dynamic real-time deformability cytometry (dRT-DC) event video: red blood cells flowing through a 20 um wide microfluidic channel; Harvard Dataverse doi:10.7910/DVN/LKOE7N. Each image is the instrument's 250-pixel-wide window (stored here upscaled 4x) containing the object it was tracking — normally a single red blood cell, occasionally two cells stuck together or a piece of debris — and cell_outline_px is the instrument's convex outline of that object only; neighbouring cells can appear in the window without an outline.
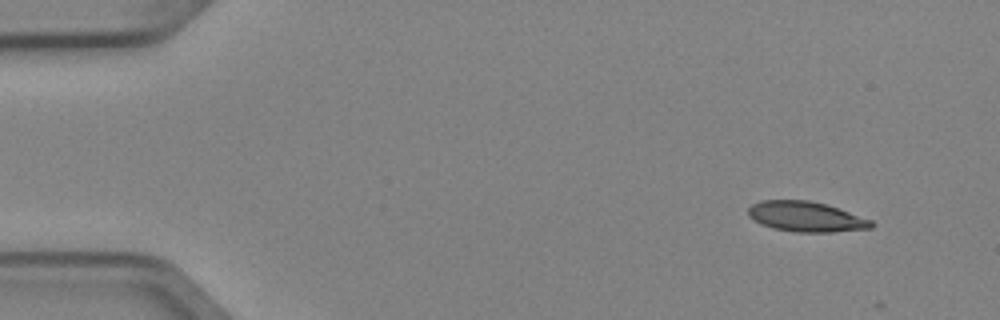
{"species": "Egyptian fruit bat (a non-hibernating species)", "species_latin": "Rousettus aegyptiacus", "temperature_condition": "cold", "stored_images_in_passage": 5, "segment_of_instrument_passage": [1, 2], "camera_frame_rate_fps": 3000, "um_per_image_px": 0.085, "animal": {"sex": "female"}, "frame": {"image": 1, "passage_image": 1, "time_ms": 0.0, "image_size_px": [1000, 320], "cell_outline_px": [[876, 224], [872, 228], [832, 232], [796, 232], [772, 228], [760, 224], [752, 220], [748, 216], [748, 208], [752, 204], [760, 200], [808, 200], [824, 204], [872, 220]], "centroid_in_image_um": [68.47, 18.42], "position_along_channel_um": 16.5, "area_um2": 21.68}}